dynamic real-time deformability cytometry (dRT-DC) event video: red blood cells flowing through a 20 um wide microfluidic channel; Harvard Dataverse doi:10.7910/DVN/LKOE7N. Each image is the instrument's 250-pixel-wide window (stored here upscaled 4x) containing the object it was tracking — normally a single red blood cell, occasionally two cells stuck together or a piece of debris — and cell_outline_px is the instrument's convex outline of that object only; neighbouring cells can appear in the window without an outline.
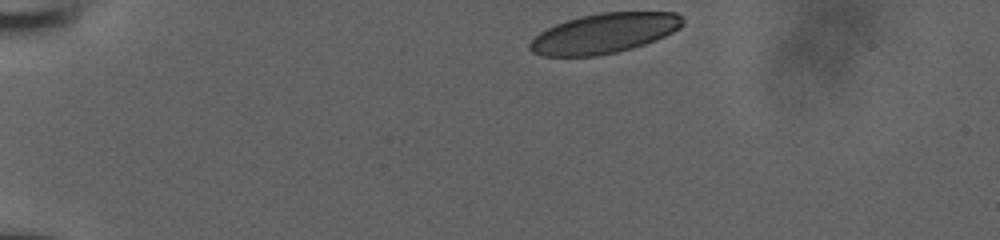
{"species": "human", "species_latin": "Homo sapiens", "temperature_condition": "room temperature", "stored_images_in_passage": 35, "camera_frame_rate_fps": 3000, "um_per_image_px": 0.085, "donor": {"sex": "male"}, "frame": {"image": 1, "passage_image": 1, "time_ms": 0.0, "image_size_px": [1000, 240], "cell_outline_px": [[684, 24], [680, 28], [656, 40], [632, 48], [616, 52], [596, 56], [540, 56], [532, 52], [528, 48], [528, 44], [540, 32], [556, 24], [580, 16], [600, 12], [676, 12], [684, 20]], "centroid_in_image_um": [51.35, 2.83], "position_along_channel_um": 33.6, "area_um2": 35.55}}
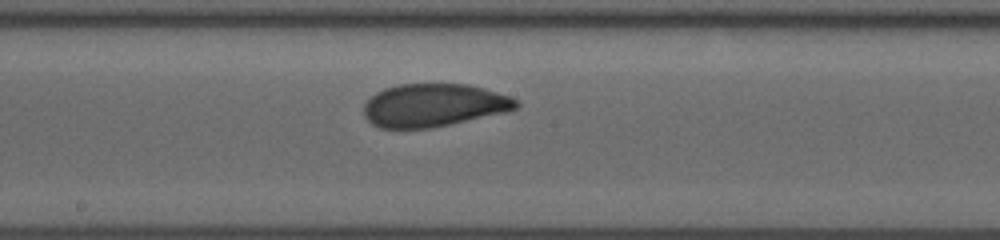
{"frame": {"image": 2, "passage_image": 20, "time_ms": 6.333, "image_size_px": [1000, 240], "cell_outline_px": [[520, 104], [516, 108], [504, 112], [432, 128], [380, 128], [372, 124], [364, 116], [364, 104], [376, 92], [384, 88], [396, 84], [468, 84], [484, 88], [512, 96], [520, 100]], "centroid_in_image_um": [36.87, 8.93], "position_along_channel_um": 211.3, "area_um2": 38.26}}
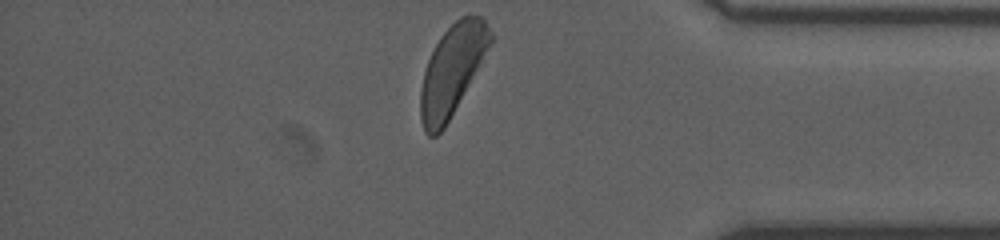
{"frame": {"image": 3, "passage_image": 35, "time_ms": 11.333, "image_size_px": [1000, 240], "cell_outline_px": [[496, 36], [444, 128], [436, 136], [428, 136], [424, 132], [420, 120], [420, 88], [424, 72], [428, 60], [440, 36], [460, 16], [484, 16]], "centroid_in_image_um": [38.45, 5.94], "position_along_channel_um": 396.8, "area_um2": 36.65}}